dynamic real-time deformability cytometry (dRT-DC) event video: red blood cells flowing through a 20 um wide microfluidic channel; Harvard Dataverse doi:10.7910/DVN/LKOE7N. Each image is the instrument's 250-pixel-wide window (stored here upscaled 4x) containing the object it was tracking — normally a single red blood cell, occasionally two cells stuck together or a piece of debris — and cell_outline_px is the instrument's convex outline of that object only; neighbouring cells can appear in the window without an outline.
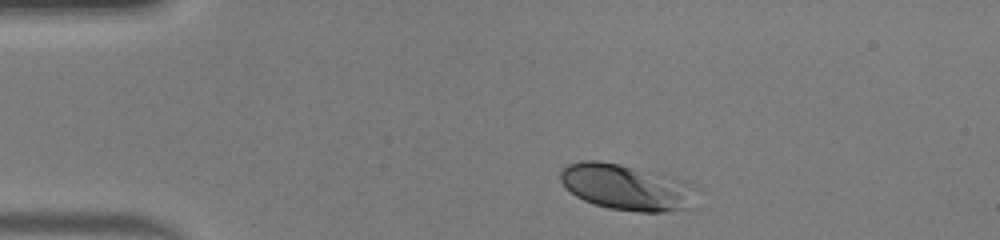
{"species": "human", "species_latin": "Homo sapiens", "temperature_condition": "warm", "stored_images_in_passage": 38, "camera_frame_rate_fps": 3000, "um_per_image_px": 0.085, "donor": {"sex": "male"}, "frame": {"image": 1, "passage_image": 1, "time_ms": 0.0, "image_size_px": [1000, 240], "cell_outline_px": [[696, 208], [664, 212], [640, 212], [608, 208], [592, 204], [576, 196], [560, 180], [560, 172], [568, 164], [580, 160], [600, 160], [620, 164], [684, 180], [692, 184], [696, 188]], "centroid_in_image_um": [53.32, 15.93], "position_along_channel_um": 31.7, "area_um2": 36.82}}
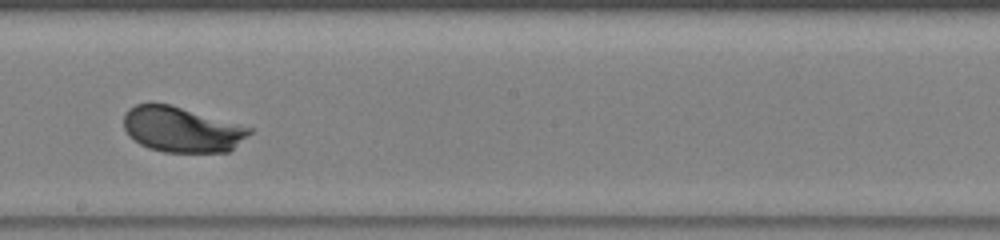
{"frame": {"image": 2, "passage_image": 20, "time_ms": 6.333, "image_size_px": [1000, 240], "cell_outline_px": [[256, 128], [252, 132], [228, 152], [164, 152], [148, 148], [140, 144], [128, 136], [124, 128], [124, 112], [128, 108], [136, 104], [168, 104]], "centroid_in_image_um": [15.45, 11.01], "position_along_channel_um": 232.8, "area_um2": 33.29}}
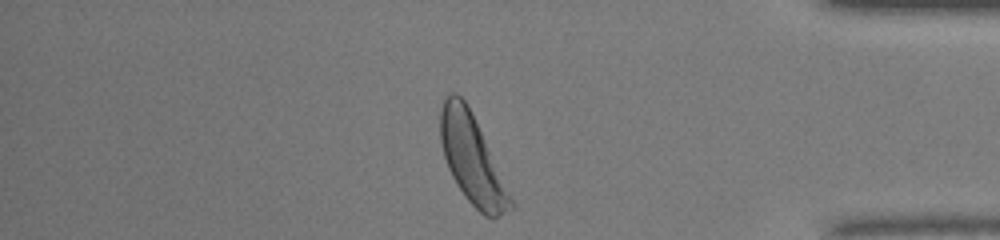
{"frame": {"image": 3, "passage_image": 34, "time_ms": 11.0, "image_size_px": [1000, 240], "cell_outline_px": [[516, 208], [492, 220], [484, 216], [464, 196], [456, 184], [448, 168], [444, 156], [440, 140], [440, 108], [444, 96], [448, 92], [456, 92], [464, 100], [516, 204]], "centroid_in_image_um": [40.12, 13.6], "position_along_channel_um": 395.1, "area_um2": 35.95}, "authors_computed_cell_mechanics": {"area_um2": 33.6685, "velocity_mm_per_s": 4.0796, "shape_relaxation_time_tau1_ms": 1.629, "shape_relaxation_time_tau2_ms": null, "deformation_change_tau1": 0.1223, "deformation_change_tau2": null}}